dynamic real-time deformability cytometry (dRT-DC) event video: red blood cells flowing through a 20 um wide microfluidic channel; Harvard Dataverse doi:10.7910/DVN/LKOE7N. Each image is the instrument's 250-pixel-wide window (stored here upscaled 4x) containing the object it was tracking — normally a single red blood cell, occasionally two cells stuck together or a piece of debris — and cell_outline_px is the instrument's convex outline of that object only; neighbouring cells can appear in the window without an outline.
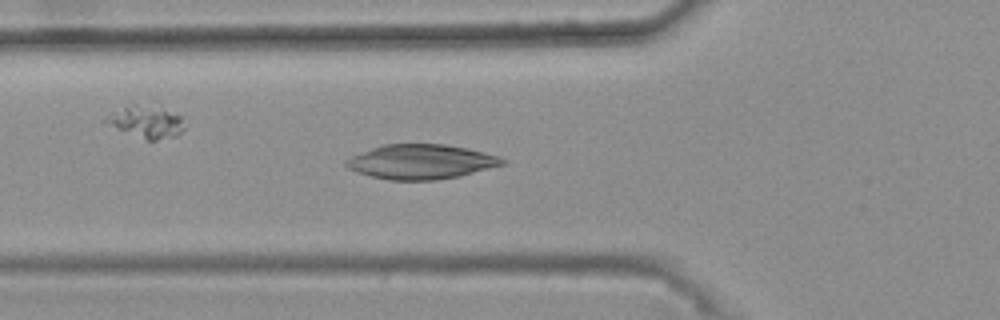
{"species": "common noctule bat (a hibernating species)", "species_latin": "Nyctalus noctula", "temperature_condition": "warm", "stored_images_in_passage": 41, "camera_frame_rate_fps": 3000, "um_per_image_px": 0.085, "animal": {"sex": "female", "body_mass_g": 25.1}, "frame": {"image": 1, "passage_image": 18, "time_ms": 5.667, "image_size_px": [1000, 320], "cell_outline_px": [[508, 164], [460, 176], [436, 180], [388, 180], [356, 172], [348, 168], [344, 164], [344, 160], [352, 156], [372, 148], [384, 144], [444, 144], [468, 148], [500, 156], [508, 160]], "centroid_in_image_um": [35.85, 13.75], "position_along_channel_um": 90.0, "area_um2": 31.79}, "authors_computed_cell_mechanics": {"area_um2": 29.5358, "velocity_mm_per_s": 3.7233, "shape_relaxation_time_tau1_ms": null, "shape_relaxation_time_tau2_ms": 1.8017, "deformation_change_tau1": null, "deformation_change_tau2": 0.0553}}